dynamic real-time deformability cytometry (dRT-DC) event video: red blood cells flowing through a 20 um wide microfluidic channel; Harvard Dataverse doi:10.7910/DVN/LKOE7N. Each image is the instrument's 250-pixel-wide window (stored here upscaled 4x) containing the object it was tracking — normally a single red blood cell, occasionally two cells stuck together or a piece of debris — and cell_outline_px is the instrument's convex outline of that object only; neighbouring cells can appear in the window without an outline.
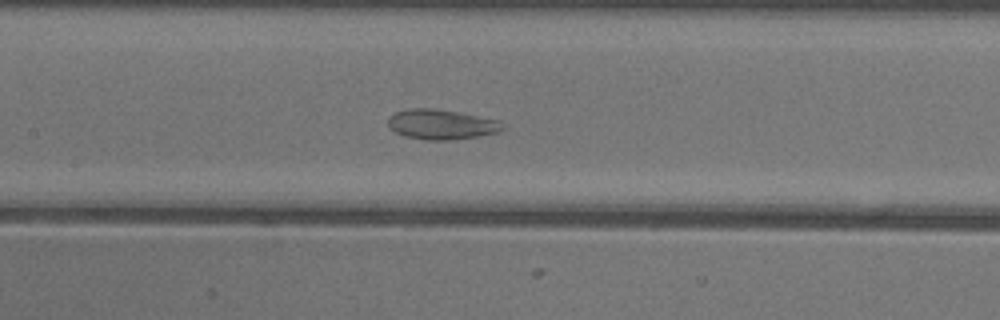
{"species": "common noctule bat (a hibernating species)", "species_latin": "Nyctalus noctula", "temperature_condition": "warm", "stored_images_in_passage": 48, "camera_frame_rate_fps": 3000, "um_per_image_px": 0.085, "animal": {"sex": "female"}, "frame": {"image": 1, "passage_image": 19, "time_ms": 6.0, "image_size_px": [1000, 320], "cell_outline_px": [[508, 128], [496, 132], [480, 136], [452, 140], [424, 140], [404, 136], [388, 128], [388, 116], [396, 112], [408, 108], [436, 108], [460, 112], [500, 120]], "centroid_in_image_um": [37.53, 10.57], "position_along_channel_um": 169.9, "area_um2": 20.46}}
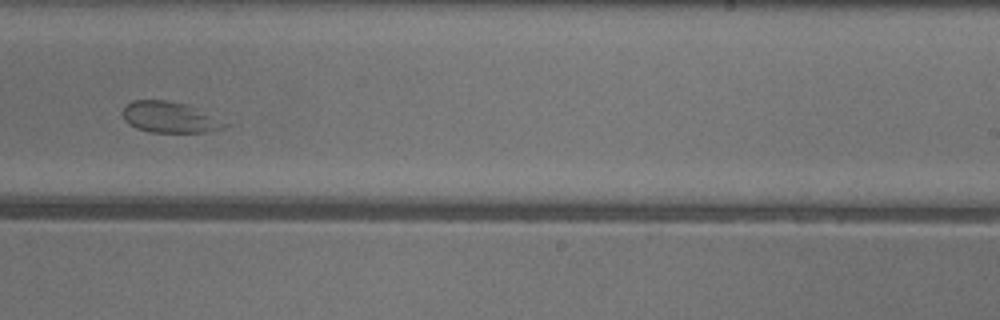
{"frame": {"image": 2, "passage_image": 27, "time_ms": 8.667, "image_size_px": [1000, 320], "cell_outline_px": [[232, 124], [224, 128], [208, 132], [148, 132], [136, 128], [128, 124], [124, 120], [120, 112], [124, 104], [132, 100], [164, 100], [184, 104]], "centroid_in_image_um": [14.35, 9.97], "position_along_channel_um": 274.6, "area_um2": 18.55}}
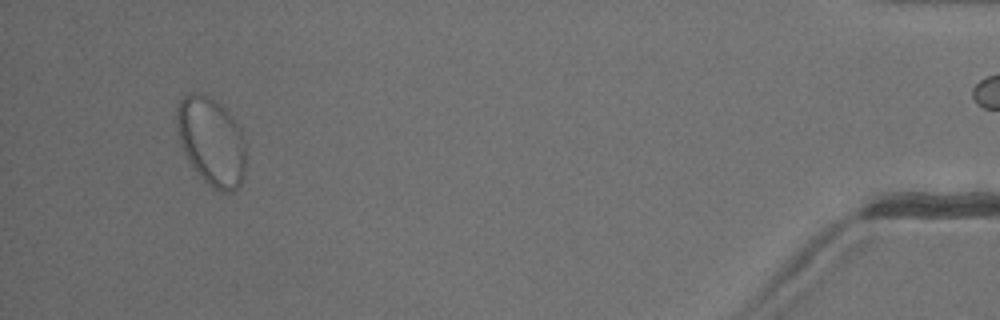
{"frame": {"image": 3, "passage_image": 44, "time_ms": 14.333, "image_size_px": [1000, 320], "cell_outline_px": [[248, 144], [244, 176], [240, 184], [232, 192], [220, 192], [212, 188], [200, 176], [188, 160], [180, 144], [176, 124], [176, 108], [180, 100], [184, 96], [192, 92], [204, 92], [220, 104], [232, 116], [240, 128]], "centroid_in_image_um": [18.0, 12.01], "position_along_channel_um": 417.2, "area_um2": 36.3}}